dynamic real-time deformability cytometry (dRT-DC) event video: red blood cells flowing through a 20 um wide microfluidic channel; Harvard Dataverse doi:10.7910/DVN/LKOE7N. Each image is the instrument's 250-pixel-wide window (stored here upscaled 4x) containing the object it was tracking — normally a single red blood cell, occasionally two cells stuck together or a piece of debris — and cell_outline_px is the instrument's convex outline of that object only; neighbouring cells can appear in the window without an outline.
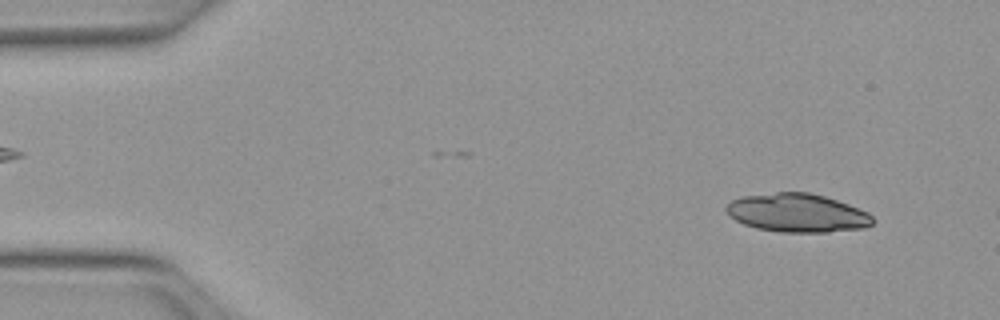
{"species": "Egyptian fruit bat (a non-hibernating species)", "species_latin": "Rousettus aegyptiacus", "temperature_condition": "warm", "stored_images_in_passage": 10, "camera_frame_rate_fps": 3000, "um_per_image_px": 0.085, "animal": {"sex": "female"}, "frame": {"image": 1, "passage_image": 4, "time_ms": 1.0, "image_size_px": [1000, 320], "cell_outline_px": [[872, 224], [864, 228], [828, 232], [780, 232], [756, 228], [744, 224], [728, 216], [724, 208], [732, 200], [744, 196], [776, 192], [808, 192], [824, 196], [848, 204], [868, 212], [872, 216]], "centroid_in_image_um": [67.75, 18.1], "position_along_channel_um": 17.3, "area_um2": 32.83}}